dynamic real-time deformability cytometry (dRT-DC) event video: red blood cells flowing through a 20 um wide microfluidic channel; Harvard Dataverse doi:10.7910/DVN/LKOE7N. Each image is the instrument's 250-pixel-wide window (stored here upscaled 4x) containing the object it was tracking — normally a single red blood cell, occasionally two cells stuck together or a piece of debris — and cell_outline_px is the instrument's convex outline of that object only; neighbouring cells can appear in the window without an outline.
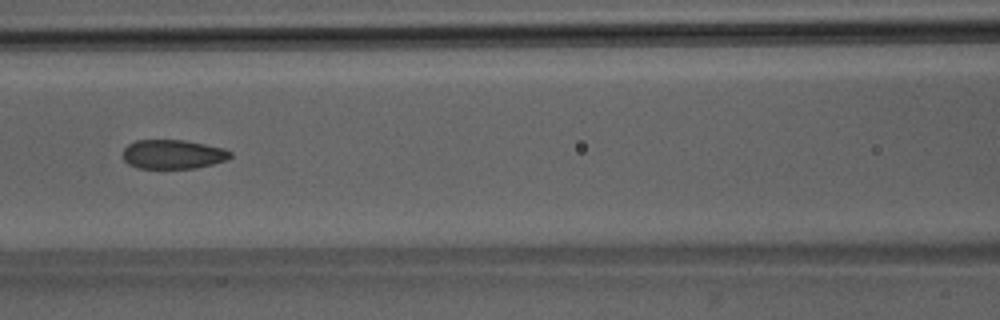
{"species": "Egyptian fruit bat (a non-hibernating species)", "species_latin": "Rousettus aegyptiacus", "temperature_condition": "room temperature", "stored_images_in_passage": 51, "camera_frame_rate_fps": 3000, "um_per_image_px": 0.085, "animal": {"sex": "male"}, "frame": {"image": 1, "passage_image": 23, "time_ms": 7.333, "image_size_px": [1000, 320], "cell_outline_px": [[232, 156], [228, 160], [196, 168], [136, 168], [128, 164], [124, 160], [124, 148], [128, 144], [136, 140], [184, 140], [224, 148], [232, 152]], "centroid_in_image_um": [14.72, 13.11], "position_along_channel_um": 151.9, "area_um2": 18.32}}
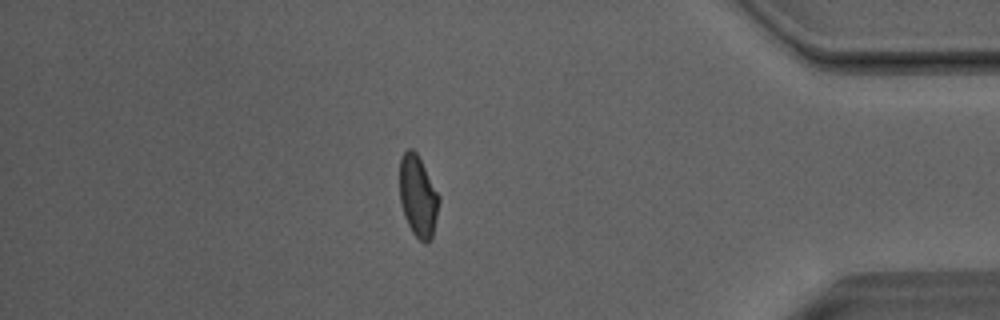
{"frame": {"image": 2, "passage_image": 44, "time_ms": 14.333, "image_size_px": [1000, 320], "cell_outline_px": [[440, 200], [432, 236], [424, 244], [412, 232], [404, 216], [400, 200], [400, 156], [408, 148], [412, 148], [416, 152], [440, 196]], "centroid_in_image_um": [35.52, 16.66], "position_along_channel_um": 399.7, "area_um2": 18.5}}
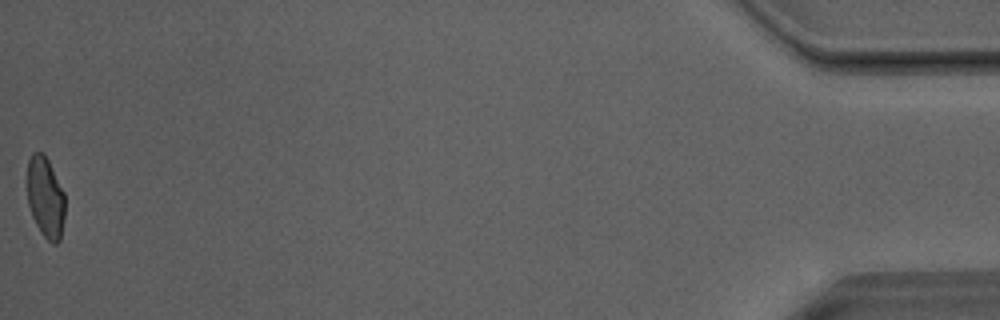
{"frame": {"image": 3, "passage_image": 51, "time_ms": 16.667, "image_size_px": [1000, 320], "cell_outline_px": [[64, 220], [60, 240], [56, 244], [52, 244], [40, 232], [32, 216], [28, 204], [28, 160], [32, 152], [44, 152], [64, 192]], "centroid_in_image_um": [3.87, 16.78], "position_along_channel_um": 431.3, "area_um2": 17.8}, "authors_computed_cell_mechanics": {"area_um2": 19.2474, "velocity_mm_per_s": 4.0581, "shape_relaxation_time_tau1_ms": 5.3197, "shape_relaxation_time_tau2_ms": 1.0298, "deformation_change_tau1": 0.1265, "deformation_change_tau2": 0.0555}}